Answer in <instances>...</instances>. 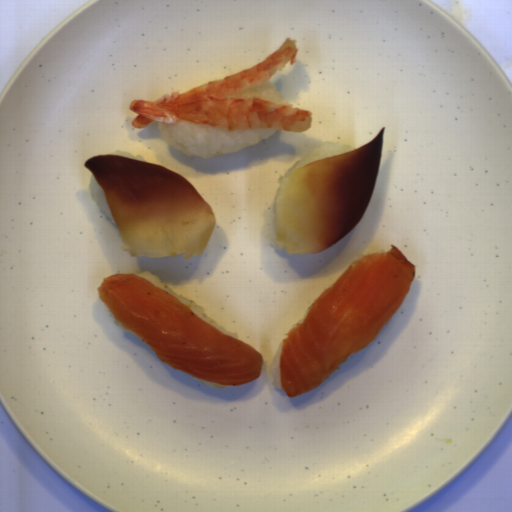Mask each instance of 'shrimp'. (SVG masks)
Masks as SVG:
<instances>
[{"label":"shrimp","mask_w":512,"mask_h":512,"mask_svg":"<svg viewBox=\"0 0 512 512\" xmlns=\"http://www.w3.org/2000/svg\"><path fill=\"white\" fill-rule=\"evenodd\" d=\"M299 48L297 39L285 38L271 55L252 67L184 91H171L155 101L134 100L129 109L137 113L132 126L147 128L152 122L200 123L228 131L277 129L303 132L311 129V110L266 98L235 96L261 87L277 72L294 65Z\"/></svg>","instance_id":"shrimp-1"}]
</instances>
